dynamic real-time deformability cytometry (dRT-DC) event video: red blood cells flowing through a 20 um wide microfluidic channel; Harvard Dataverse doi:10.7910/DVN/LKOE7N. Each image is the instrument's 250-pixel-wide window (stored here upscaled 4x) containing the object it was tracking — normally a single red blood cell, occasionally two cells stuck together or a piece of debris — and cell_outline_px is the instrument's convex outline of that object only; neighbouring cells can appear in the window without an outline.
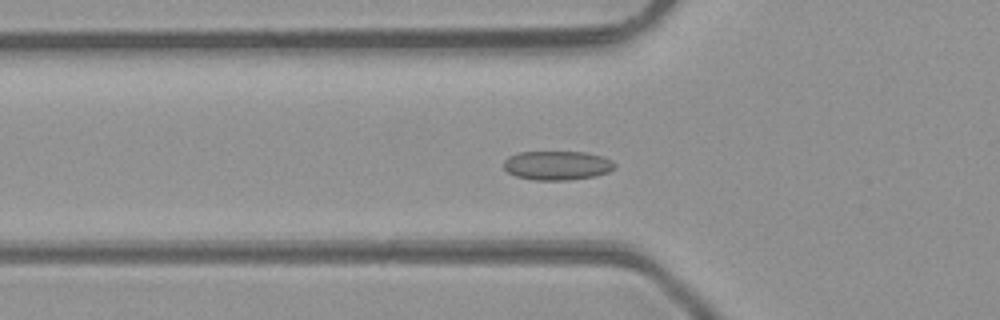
{"species": "common noctule bat (a hibernating species)", "species_latin": "Nyctalus noctula", "temperature_condition": "room temperature", "stored_images_in_passage": 48, "camera_frame_rate_fps": 3000, "um_per_image_px": 0.085, "animal": {"sex": "male", "body_mass_g": 23.1, "forearm_length_mm": 52.7}, "frame": {"image": 1, "passage_image": 16, "time_ms": 5.0, "image_size_px": [1000, 320], "cell_outline_px": [[616, 168], [608, 172], [596, 176], [568, 180], [536, 180], [516, 176], [508, 172], [504, 168], [504, 160], [508, 156], [520, 152], [588, 152], [612, 160], [616, 164]], "centroid_in_image_um": [47.38, 14.06], "position_along_channel_um": 78.4, "area_um2": 18.9}}
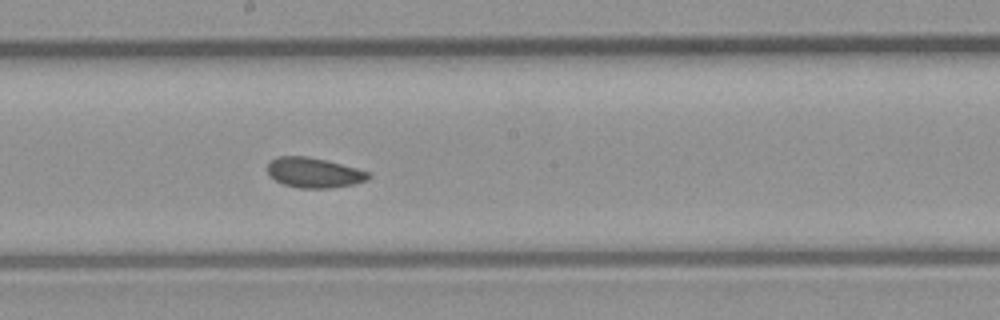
{"frame": {"image": 2, "passage_image": 26, "time_ms": 8.333, "image_size_px": [1000, 320], "cell_outline_px": [[372, 176], [368, 180], [352, 184], [332, 188], [296, 188], [284, 184], [276, 180], [268, 172], [268, 164], [276, 156], [308, 156], [372, 172]], "centroid_in_image_um": [26.72, 14.68], "position_along_channel_um": 221.5, "area_um2": 17.63}}
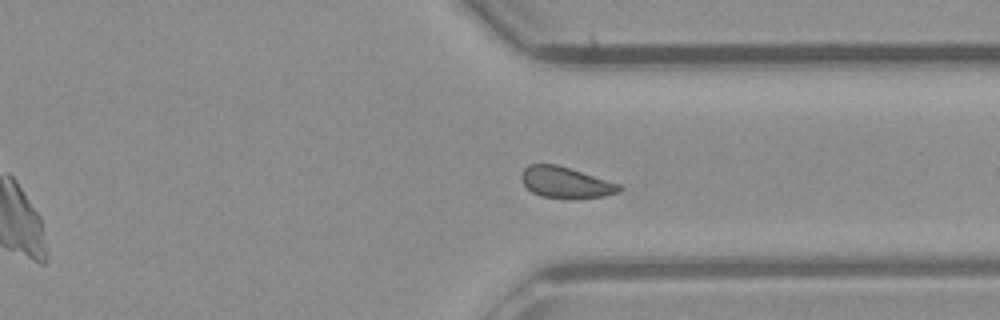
{"frame": {"image": 3, "passage_image": 36, "time_ms": 11.667, "image_size_px": [1000, 320], "cell_outline_px": [[624, 188], [616, 192], [604, 196], [572, 200], [564, 200], [540, 196], [532, 192], [524, 184], [520, 176], [524, 168], [528, 164], [556, 164], [620, 184]], "centroid_in_image_um": [48.06, 15.54], "position_along_channel_um": 363.3, "area_um2": 17.98}, "authors_computed_cell_mechanics": {"area_um2": 18.4671, "velocity_mm_per_s": 4.255, "shape_relaxation_time_tau1_ms": 7.6626, "shape_relaxation_time_tau2_ms": 1.5267, "deformation_change_tau1": 0.0866, "deformation_change_tau2": 0.0573}}